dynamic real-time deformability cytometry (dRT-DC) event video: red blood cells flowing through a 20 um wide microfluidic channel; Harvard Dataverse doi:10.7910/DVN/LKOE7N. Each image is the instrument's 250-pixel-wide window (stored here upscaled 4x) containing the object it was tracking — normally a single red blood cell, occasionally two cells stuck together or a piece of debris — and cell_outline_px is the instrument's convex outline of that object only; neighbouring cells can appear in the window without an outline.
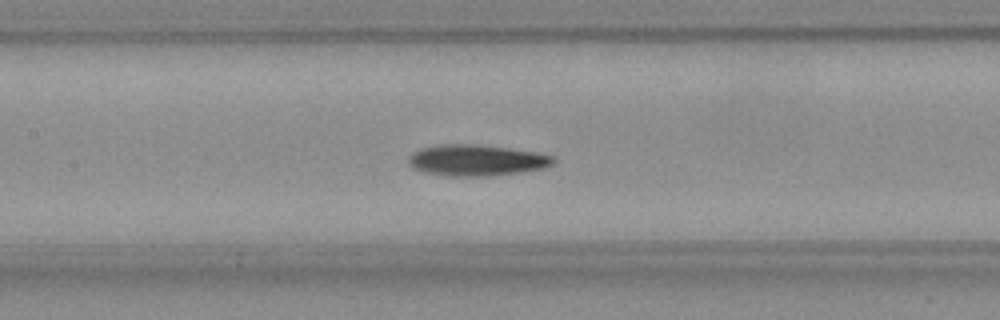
{"species": "Egyptian fruit bat (a non-hibernating species)", "species_latin": "Rousettus aegyptiacus", "temperature_condition": "room temperature", "stored_images_in_passage": 46, "camera_frame_rate_fps": 3000, "um_per_image_px": 0.085, "frame": {"image": 1, "passage_image": 23, "time_ms": 7.333, "image_size_px": [1000, 320], "cell_outline_px": [[556, 160], [552, 164], [544, 168], [488, 176], [452, 176], [424, 172], [412, 168], [408, 164], [408, 156], [412, 152], [424, 148], [440, 144], [472, 144], [508, 148], [536, 152], [556, 156]], "centroid_in_image_um": [40.49, 13.62], "position_along_channel_um": 166.9, "area_um2": 26.18}}
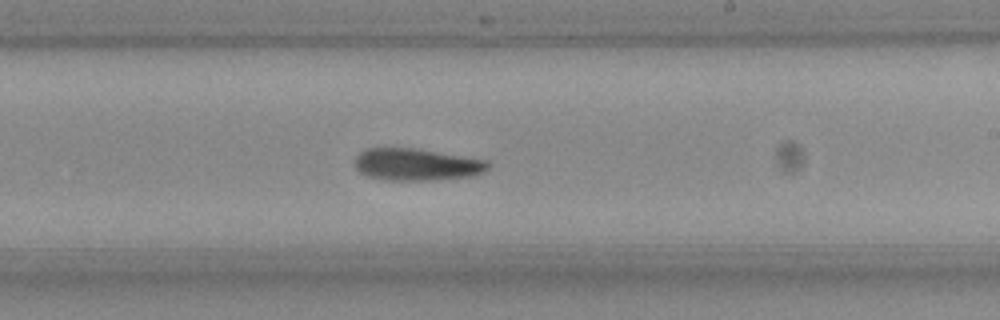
{"frame": {"image": 2, "passage_image": 30, "time_ms": 9.667, "image_size_px": [1000, 320], "cell_outline_px": [[492, 164], [484, 172], [472, 176], [432, 180], [384, 180], [368, 176], [360, 172], [356, 168], [356, 156], [360, 152], [368, 148], [412, 148], [488, 160]], "centroid_in_image_um": [35.43, 13.99], "position_along_channel_um": 253.6, "area_um2": 24.8}}
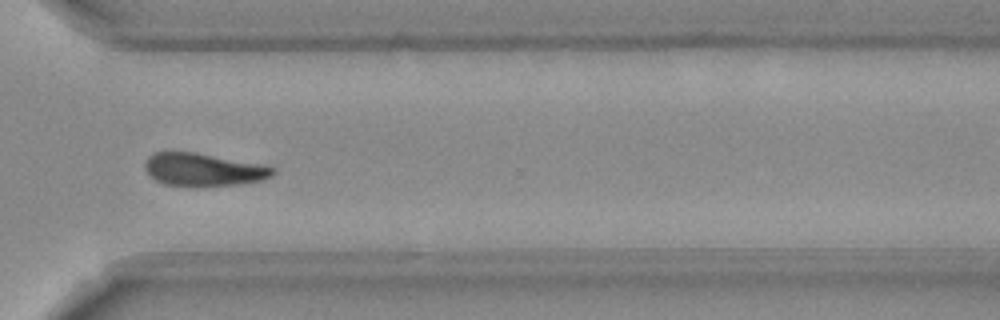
{"frame": {"image": 3, "passage_image": 38, "time_ms": 12.333, "image_size_px": [1000, 320], "cell_outline_px": [[276, 172], [272, 176], [260, 180], [236, 184], [164, 184], [156, 180], [144, 168], [144, 164], [148, 156], [156, 152], [192, 152], [256, 164], [276, 168]], "centroid_in_image_um": [17.25, 14.39], "position_along_channel_um": 353.4, "area_um2": 23.24}, "authors_computed_cell_mechanics": {"area_um2": 24.9407, "velocity_mm_per_s": 3.7345, "shape_relaxation_time_tau1_ms": 5.0045, "shape_relaxation_time_tau2_ms": 8.8623, "deformation_change_tau1": 0.1403, "deformation_change_tau2": 0.171}}